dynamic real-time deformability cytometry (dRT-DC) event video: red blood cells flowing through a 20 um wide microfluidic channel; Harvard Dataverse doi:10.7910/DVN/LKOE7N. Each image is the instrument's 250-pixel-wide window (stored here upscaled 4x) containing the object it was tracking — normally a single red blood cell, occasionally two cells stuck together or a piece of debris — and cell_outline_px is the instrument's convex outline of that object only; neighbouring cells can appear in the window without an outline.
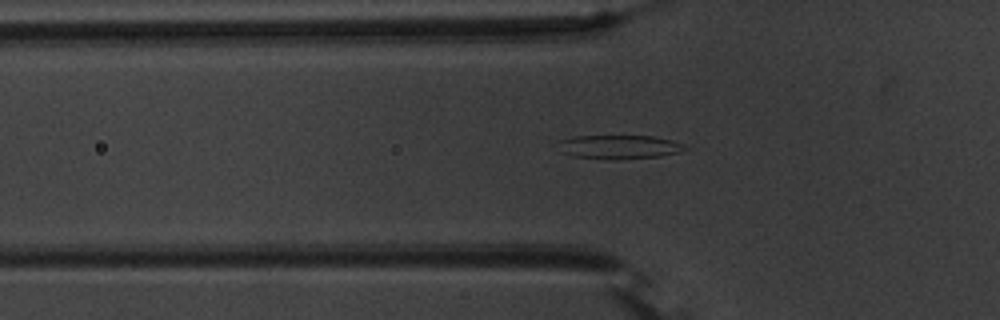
{"species": "common noctule bat (a hibernating species)", "species_latin": "Nyctalus noctula", "temperature_condition": "warm", "stored_images_in_passage": 47, "camera_frame_rate_fps": 3000, "um_per_image_px": 0.085, "animal": {"sex": "male", "body_mass_g": 20.1, "forearm_length_mm": 53.5}, "frame": {"image": 1, "passage_image": 12, "time_ms": 3.667, "image_size_px": [1000, 320], "cell_outline_px": [[688, 148], [680, 152], [660, 156], [616, 160], [612, 160], [572, 156], [560, 152], [560, 140], [576, 136], [652, 136], [672, 140], [684, 144]], "centroid_in_image_um": [52.65, 12.5], "position_along_channel_um": 73.1, "area_um2": 17.69}}
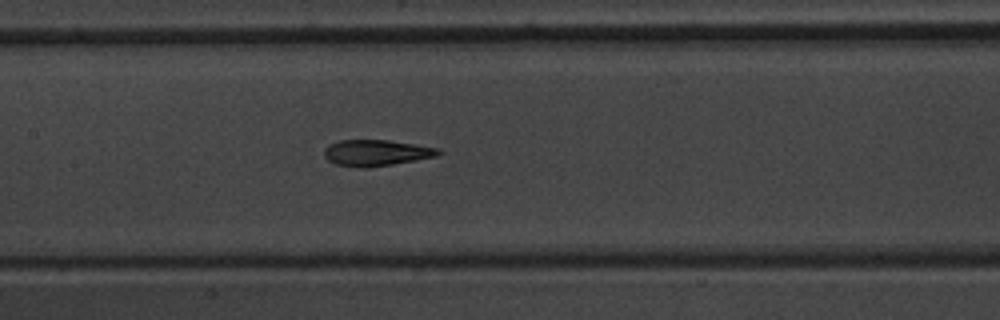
{"frame": {"image": 2, "passage_image": 20, "time_ms": 6.333, "image_size_px": [1000, 320], "cell_outline_px": [[444, 152], [436, 156], [416, 160], [368, 168], [356, 168], [336, 164], [328, 160], [324, 156], [324, 148], [328, 144], [340, 140], [388, 140], [440, 148]], "centroid_in_image_um": [31.97, 12.99], "position_along_channel_um": 175.4, "area_um2": 17.57}}
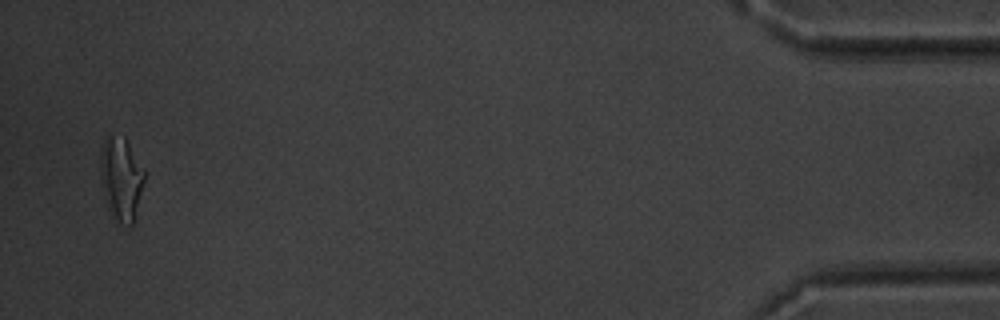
{"frame": {"image": 3, "passage_image": 46, "time_ms": 15.0, "image_size_px": [1000, 320], "cell_outline_px": [[144, 180], [132, 224], [120, 224], [112, 216], [108, 208], [100, 184], [100, 148], [104, 136], [108, 132], [124, 136], [144, 168]], "centroid_in_image_um": [10.24, 15.08], "position_along_channel_um": 425.0, "area_um2": 21.68}, "authors_computed_cell_mechanics": {"area_um2": 18.1492, "velocity_mm_per_s": 3.7887, "shape_relaxation_time_tau1_ms": 5.9909, "shape_relaxation_time_tau2_ms": 1.59, "deformation_change_tau1": 0.2055, "deformation_change_tau2": 0.0877}}